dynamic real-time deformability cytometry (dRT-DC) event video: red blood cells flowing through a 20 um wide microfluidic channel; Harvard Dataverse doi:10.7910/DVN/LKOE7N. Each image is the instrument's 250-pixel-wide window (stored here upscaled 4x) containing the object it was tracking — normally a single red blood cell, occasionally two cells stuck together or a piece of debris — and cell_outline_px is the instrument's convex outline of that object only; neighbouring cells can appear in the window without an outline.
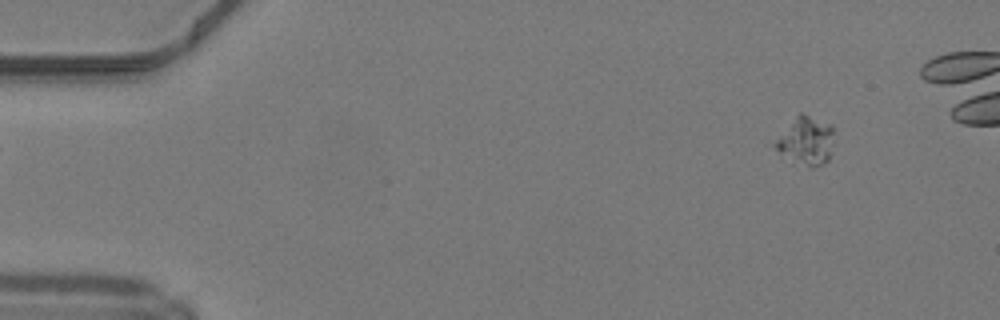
{"species": "common noctule bat (a hibernating species)", "species_latin": "Nyctalus noctula", "temperature_condition": "warm", "stored_images_in_passage": 13, "camera_frame_rate_fps": 3000, "um_per_image_px": 0.085, "animal": {"sex": "male", "body_mass_g": 19.2, "forearm_length_mm": 51.8}, "frame": {"image": 1, "passage_image": 1, "time_ms": 0.0, "image_size_px": [1000, 320], "cell_outline_px": [[832, 132], [828, 160], [812, 168], [780, 152], [772, 144], [796, 116], [800, 112], [804, 112], [832, 124]], "centroid_in_image_um": [68.52, 11.9], "position_along_channel_um": 16.5, "area_um2": 15.78}}